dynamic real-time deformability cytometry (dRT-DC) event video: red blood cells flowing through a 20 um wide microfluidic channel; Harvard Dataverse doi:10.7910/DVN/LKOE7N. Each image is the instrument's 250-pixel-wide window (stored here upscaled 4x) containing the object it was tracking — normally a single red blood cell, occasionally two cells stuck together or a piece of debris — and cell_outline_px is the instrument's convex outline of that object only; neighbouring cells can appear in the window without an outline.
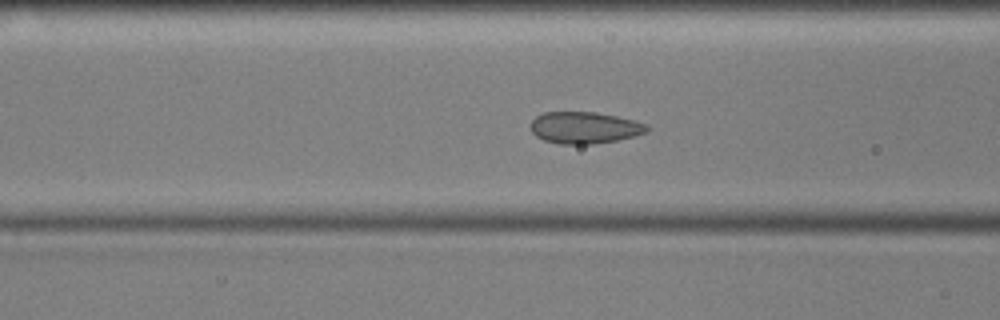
{"species": "common noctule bat (a hibernating species)", "species_latin": "Nyctalus noctula", "temperature_condition": "cold", "stored_images_in_passage": 41, "camera_frame_rate_fps": 3000, "um_per_image_px": 0.085, "animal": {"sex": "male", "body_mass_g": 17.9, "forearm_length_mm": 54.2}, "frame": {"image": 1, "passage_image": 6, "time_ms": 1.667, "image_size_px": [1000, 320], "cell_outline_px": [[648, 132], [616, 140], [592, 144], [560, 144], [544, 140], [536, 136], [532, 132], [532, 120], [536, 116], [544, 112], [596, 112], [616, 116], [648, 124]], "centroid_in_image_um": [49.68, 10.85], "position_along_channel_um": 116.9, "area_um2": 21.33}}
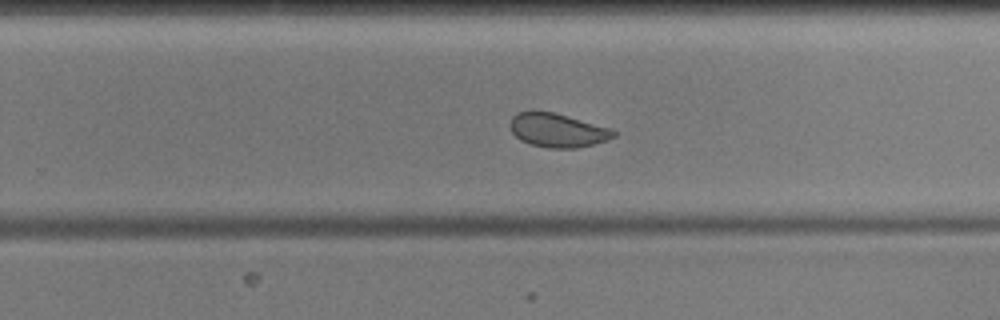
{"frame": {"image": 2, "passage_image": 20, "time_ms": 6.333, "image_size_px": [1000, 320], "cell_outline_px": [[616, 136], [608, 140], [576, 148], [548, 148], [532, 144], [520, 140], [512, 132], [512, 116], [516, 112], [552, 112], [568, 116], [612, 128], [616, 132]], "centroid_in_image_um": [47.44, 11.08], "position_along_channel_um": 282.4, "area_um2": 20.11}}
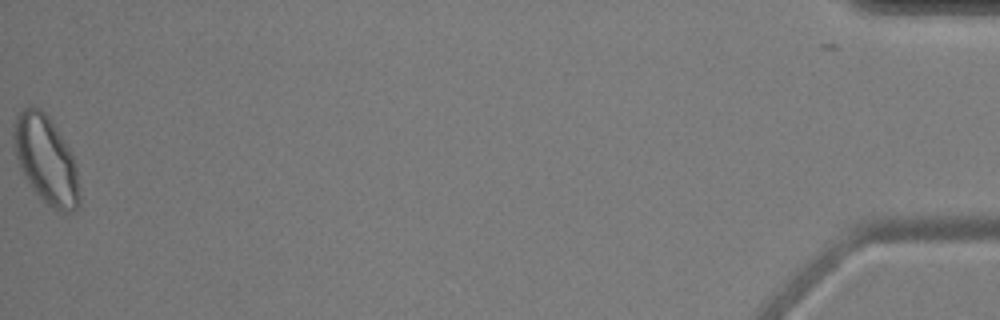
{"frame": {"image": 3, "passage_image": 41, "time_ms": 13.333, "image_size_px": [1000, 320], "cell_outline_px": [[80, 204], [76, 208], [68, 212], [60, 212], [48, 204], [32, 188], [24, 176], [20, 168], [16, 156], [12, 136], [12, 132], [16, 116], [28, 104], [32, 104], [40, 108], [48, 116], [64, 140], [76, 164], [80, 196]], "centroid_in_image_um": [3.89, 13.55], "position_along_channel_um": 431.3, "area_um2": 33.52}, "authors_computed_cell_mechanics": {"area_um2": 21.7328, "velocity_mm_per_s": 3.5516, "shape_relaxation_time_tau1_ms": null, "shape_relaxation_time_tau2_ms": 0.3429, "deformation_change_tau1": null, "deformation_change_tau2": 0.0389}}